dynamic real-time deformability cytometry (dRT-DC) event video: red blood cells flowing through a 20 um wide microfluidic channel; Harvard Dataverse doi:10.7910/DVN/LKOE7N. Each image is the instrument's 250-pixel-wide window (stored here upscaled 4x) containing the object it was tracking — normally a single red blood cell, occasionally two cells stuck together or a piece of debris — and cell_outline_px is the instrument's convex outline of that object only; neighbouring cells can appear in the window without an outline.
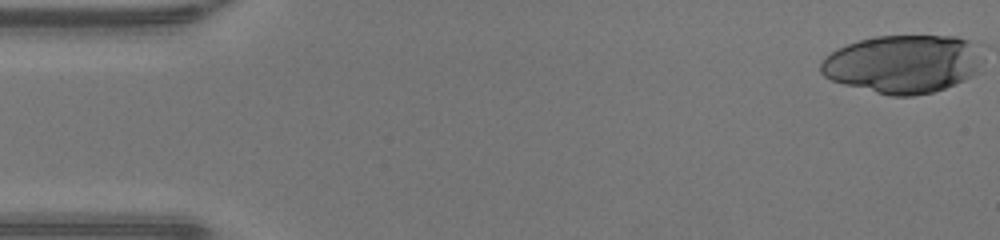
{"species": "human", "species_latin": "Homo sapiens", "temperature_condition": "warm", "stored_images_in_passage": 15, "camera_frame_rate_fps": 3000, "um_per_image_px": 0.085, "donor": {"sex": "male"}, "frame": {"image": 1, "passage_image": 1, "time_ms": 0.0, "image_size_px": [1000, 240], "cell_outline_px": [[984, 60], [980, 72], [964, 80], [944, 88], [932, 92], [912, 96], [888, 96], [844, 84], [832, 80], [824, 76], [820, 72], [820, 64], [832, 52], [848, 44], [860, 40], [876, 36], [956, 36], [968, 40]], "centroid_in_image_um": [76.78, 5.45], "position_along_channel_um": 8.2, "area_um2": 54.74}}